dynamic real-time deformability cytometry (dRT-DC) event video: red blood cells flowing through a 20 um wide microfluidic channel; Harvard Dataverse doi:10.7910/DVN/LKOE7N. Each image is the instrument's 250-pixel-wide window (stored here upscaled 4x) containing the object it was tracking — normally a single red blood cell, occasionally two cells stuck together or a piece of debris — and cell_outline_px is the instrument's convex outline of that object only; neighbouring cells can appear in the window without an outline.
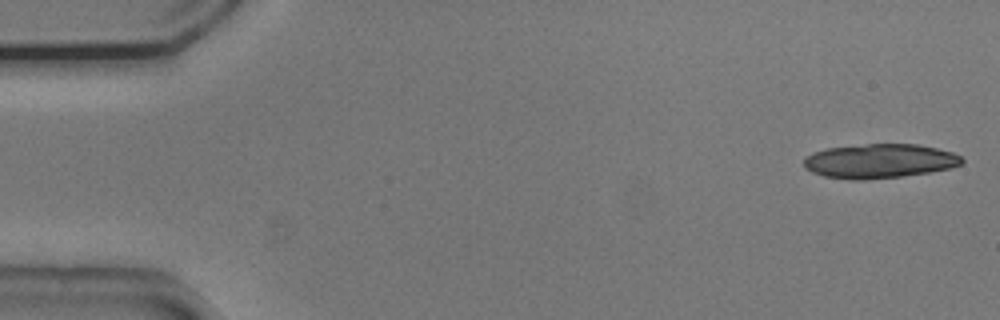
{"species": "common noctule bat (a hibernating species)", "species_latin": "Nyctalus noctula", "temperature_condition": "cold", "stored_images_in_passage": 16, "camera_frame_rate_fps": 3000, "um_per_image_px": 0.085, "animal": {"sex": "male", "body_mass_g": 20.5, "forearm_length_mm": 52.5}, "frame": {"image": 1, "passage_image": 1, "time_ms": 0.0, "image_size_px": [1000, 320], "cell_outline_px": [[964, 160], [960, 164], [952, 168], [928, 172], [900, 176], [864, 180], [848, 180], [824, 176], [812, 172], [804, 168], [804, 156], [828, 148], [868, 144], [916, 144], [936, 148], [952, 152], [960, 156]], "centroid_in_image_um": [74.74, 13.69], "position_along_channel_um": 10.3, "area_um2": 31.44}}